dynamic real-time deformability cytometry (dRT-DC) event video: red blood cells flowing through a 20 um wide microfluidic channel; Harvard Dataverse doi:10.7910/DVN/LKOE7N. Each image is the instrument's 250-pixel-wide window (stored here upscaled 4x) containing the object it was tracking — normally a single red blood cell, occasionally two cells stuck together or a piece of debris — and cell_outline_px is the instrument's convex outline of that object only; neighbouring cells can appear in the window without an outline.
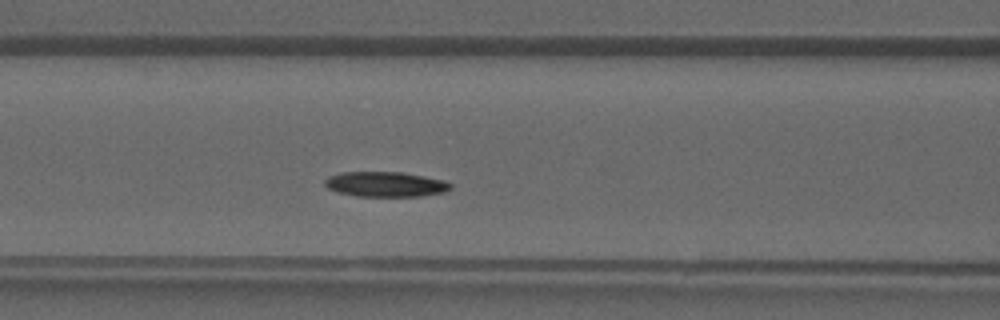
{"species": "common noctule bat (a hibernating species)", "species_latin": "Nyctalus noctula", "temperature_condition": "warm", "stored_images_in_passage": 31, "camera_frame_rate_fps": 3000, "um_per_image_px": 0.085, "animal": {"sex": "male", "forearm_length_mm": 52.5}, "frame": {"image": 1, "passage_image": 9, "time_ms": 2.667, "image_size_px": [1000, 320], "cell_outline_px": [[452, 188], [448, 192], [420, 196], [356, 196], [340, 192], [328, 188], [324, 184], [324, 180], [328, 176], [340, 172], [400, 172], [424, 176], [444, 180], [452, 184]], "centroid_in_image_um": [32.8, 15.66], "position_along_channel_um": 133.8, "area_um2": 18.44}}
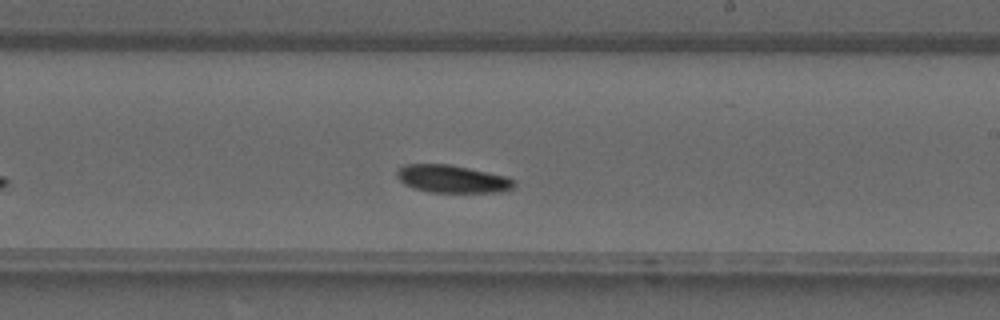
{"frame": {"image": 2, "passage_image": 16, "time_ms": 5.0, "image_size_px": [1000, 320], "cell_outline_px": [[516, 188], [500, 192], [428, 192], [412, 188], [404, 184], [396, 176], [396, 168], [404, 164], [448, 164], [508, 176], [516, 180]], "centroid_in_image_um": [38.45, 15.21], "position_along_channel_um": 250.5, "area_um2": 19.25}}
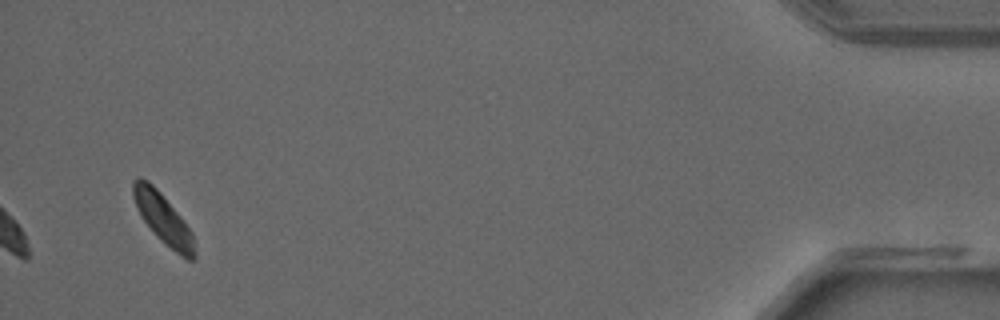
{"frame": {"image": 3, "passage_image": 31, "time_ms": 10.0, "image_size_px": [1000, 320], "cell_outline_px": [[196, 260], [188, 260], [180, 256], [160, 240], [156, 236], [140, 216], [136, 208], [132, 196], [132, 180], [136, 176], [140, 176], [148, 180], [160, 192], [180, 216], [192, 232], [196, 252]], "centroid_in_image_um": [13.84, 18.58], "position_along_channel_um": 421.4, "area_um2": 18.21}}